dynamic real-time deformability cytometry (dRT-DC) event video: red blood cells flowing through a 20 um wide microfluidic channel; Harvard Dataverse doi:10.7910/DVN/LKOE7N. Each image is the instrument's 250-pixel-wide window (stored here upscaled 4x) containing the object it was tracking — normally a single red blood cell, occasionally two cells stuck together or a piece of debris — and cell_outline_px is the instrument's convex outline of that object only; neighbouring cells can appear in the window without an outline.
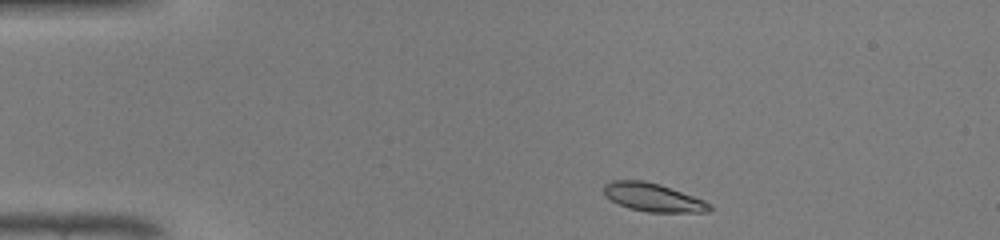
{"species": "common noctule bat (a hibernating species)", "species_latin": "Nyctalus noctula", "temperature_condition": "warm", "stored_images_in_passage": 40, "camera_frame_rate_fps": 3000, "um_per_image_px": 0.085, "animal": {"sex": "male", "body_mass_g": 19.0, "forearm_length_mm": 50.8}, "frame": {"image": 1, "passage_image": 1, "time_ms": 0.0, "image_size_px": [1000, 240], "cell_outline_px": [[712, 208], [708, 212], [648, 212], [628, 208], [612, 200], [604, 192], [604, 184], [612, 180], [644, 180], [660, 184], [704, 200], [712, 204]], "centroid_in_image_um": [55.53, 16.77], "position_along_channel_um": 29.5, "area_um2": 17.34}}
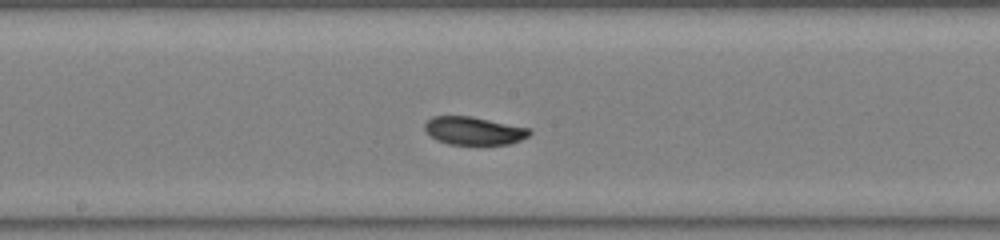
{"frame": {"image": 2, "passage_image": 18, "time_ms": 5.667, "image_size_px": [1000, 240], "cell_outline_px": [[532, 132], [528, 136], [520, 140], [508, 144], [448, 144], [436, 140], [424, 128], [424, 124], [432, 116], [472, 116], [532, 128]], "centroid_in_image_um": [40.31, 11.1], "position_along_channel_um": 207.9, "area_um2": 17.17}}
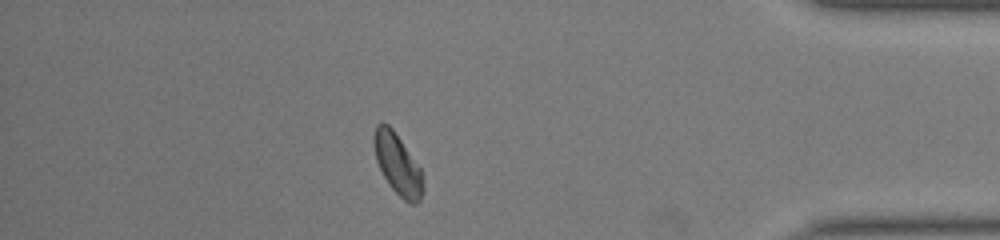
{"frame": {"image": 3, "passage_image": 34, "time_ms": 11.0, "image_size_px": [1000, 240], "cell_outline_px": [[424, 192], [420, 200], [416, 204], [408, 204], [388, 184], [376, 160], [372, 144], [372, 136], [376, 124], [380, 120], [388, 124], [392, 128], [420, 168], [424, 188]], "centroid_in_image_um": [33.77, 13.94], "position_along_channel_um": 401.4, "area_um2": 17.57}, "authors_computed_cell_mechanics": {"area_um2": 17.4845, "velocity_mm_per_s": 4.2849, "shape_relaxation_time_tau1_ms": 4.3737, "shape_relaxation_time_tau2_ms": 2.3795, "deformation_change_tau1": 0.1281, "deformation_change_tau2": 0.0474}}